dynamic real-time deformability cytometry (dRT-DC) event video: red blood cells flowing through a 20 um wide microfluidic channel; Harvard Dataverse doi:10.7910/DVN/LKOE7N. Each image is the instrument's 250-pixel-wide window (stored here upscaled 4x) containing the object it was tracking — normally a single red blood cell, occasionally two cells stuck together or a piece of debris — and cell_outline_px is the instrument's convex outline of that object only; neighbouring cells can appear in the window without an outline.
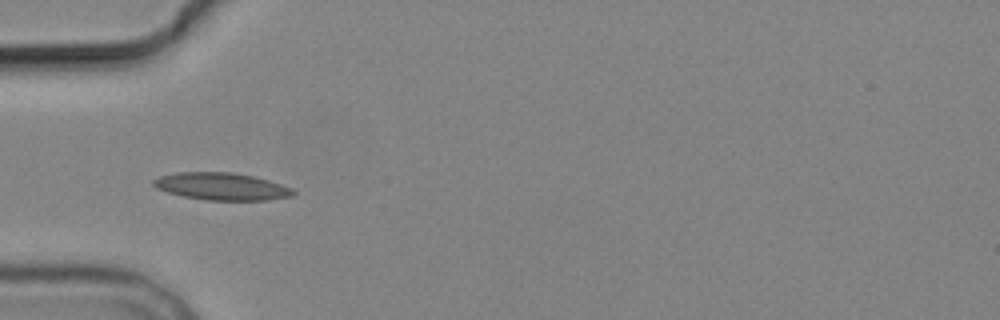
{"species": "common noctule bat (a hibernating species)", "species_latin": "Nyctalus noctula", "temperature_condition": "cold", "stored_images_in_passage": 8, "camera_frame_rate_fps": 3000, "um_per_image_px": 0.085, "animal": {"sex": "male", "body_mass_g": 19.2, "forearm_length_mm": 51.8}, "frame": {"image": 1, "passage_image": 5, "time_ms": 5.333, "image_size_px": [1000, 320], "cell_outline_px": [[296, 192], [292, 196], [268, 200], [208, 200], [184, 196], [168, 192], [156, 188], [152, 184], [152, 180], [160, 176], [176, 172], [232, 172], [252, 176], [268, 180], [292, 188]], "centroid_in_image_um": [18.83, 15.84], "position_along_channel_um": 66.2, "area_um2": 22.14}}
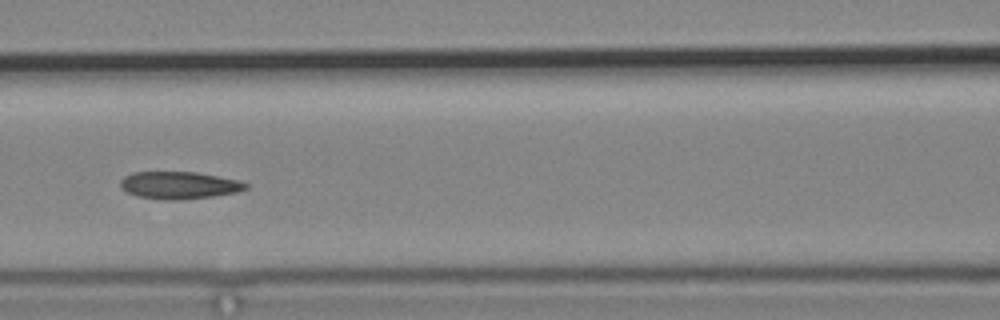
{"frame": {"image": 2, "passage_image": 7, "time_ms": 7.667, "image_size_px": [1000, 320], "cell_outline_px": [[248, 188], [236, 192], [212, 196], [176, 200], [172, 200], [136, 196], [120, 188], [120, 180], [124, 176], [132, 172], [196, 172], [236, 180], [248, 184]], "centroid_in_image_um": [15.17, 15.74], "position_along_channel_um": 151.4, "area_um2": 19.71}}
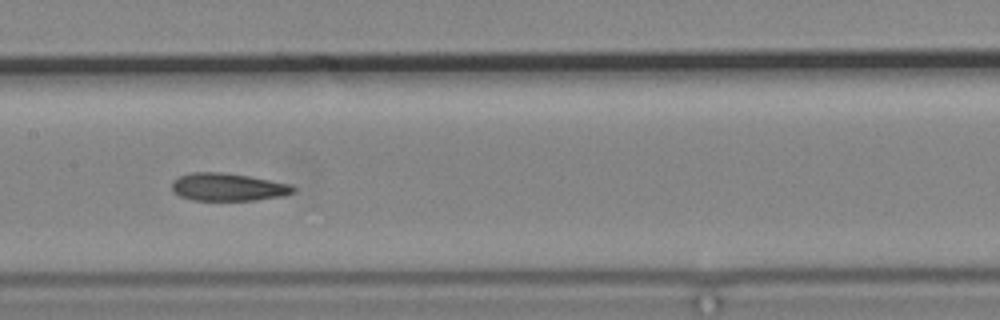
{"frame": {"image": 3, "passage_image": 8, "time_ms": 8.667, "image_size_px": [1000, 320], "cell_outline_px": [[296, 192], [284, 196], [256, 200], [192, 200], [180, 196], [172, 188], [172, 180], [180, 176], [192, 172], [220, 172], [248, 176], [292, 184], [296, 188]], "centroid_in_image_um": [19.42, 15.9], "position_along_channel_um": 188.0, "area_um2": 19.65}}